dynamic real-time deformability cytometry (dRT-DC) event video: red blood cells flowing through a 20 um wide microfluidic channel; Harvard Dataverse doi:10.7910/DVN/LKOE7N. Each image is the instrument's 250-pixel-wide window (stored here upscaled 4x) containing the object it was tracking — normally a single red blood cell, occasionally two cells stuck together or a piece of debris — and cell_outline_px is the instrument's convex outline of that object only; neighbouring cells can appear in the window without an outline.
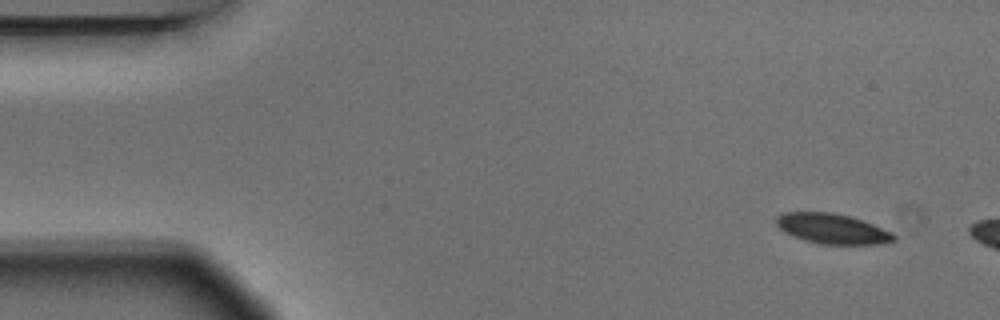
{"species": "Egyptian fruit bat (a non-hibernating species)", "species_latin": "Rousettus aegyptiacus", "temperature_condition": "warm", "stored_images_in_passage": 2, "camera_frame_rate_fps": 3000, "um_per_image_px": 0.085, "animal": {"sex": "male"}, "frame": {"image": 1, "passage_image": 1, "time_ms": 0.0, "image_size_px": [1000, 320], "cell_outline_px": [[896, 240], [880, 244], [820, 244], [804, 240], [792, 236], [784, 232], [776, 224], [776, 216], [784, 212], [832, 212], [848, 216], [872, 224], [892, 232], [896, 236]], "centroid_in_image_um": [70.72, 19.44], "position_along_channel_um": 14.3, "area_um2": 20.58}}